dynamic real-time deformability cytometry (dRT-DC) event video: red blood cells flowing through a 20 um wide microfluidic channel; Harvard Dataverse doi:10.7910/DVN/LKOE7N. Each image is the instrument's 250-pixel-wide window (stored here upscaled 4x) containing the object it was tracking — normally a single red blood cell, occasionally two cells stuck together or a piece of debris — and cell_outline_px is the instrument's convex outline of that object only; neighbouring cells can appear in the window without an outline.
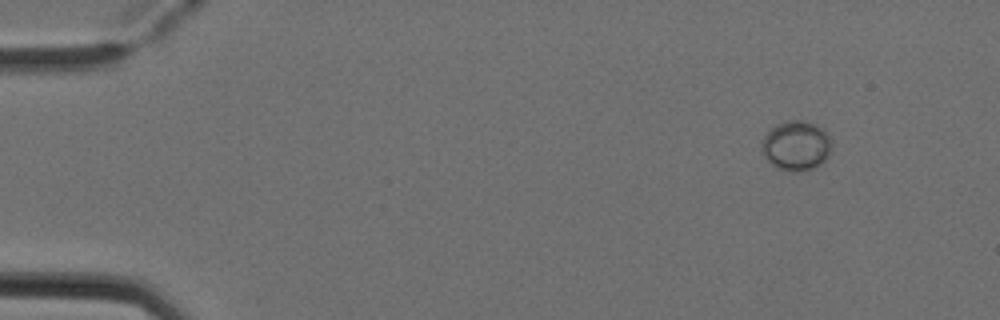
{"species": "Egyptian fruit bat (a non-hibernating species)", "species_latin": "Rousettus aegyptiacus", "temperature_condition": "cold", "stored_images_in_passage": 3, "camera_frame_rate_fps": 3000, "um_per_image_px": 0.085, "animal": {"sex": "female"}, "frame": {"image": 1, "passage_image": 1, "time_ms": 0.0, "image_size_px": [1000, 320], "cell_outline_px": [[832, 148], [828, 156], [816, 168], [796, 172], [788, 172], [776, 168], [764, 156], [760, 144], [764, 136], [776, 124], [788, 120], [804, 120], [816, 124], [824, 128], [832, 144]], "centroid_in_image_um": [67.68, 12.39], "position_along_channel_um": 17.3, "area_um2": 20.58}}
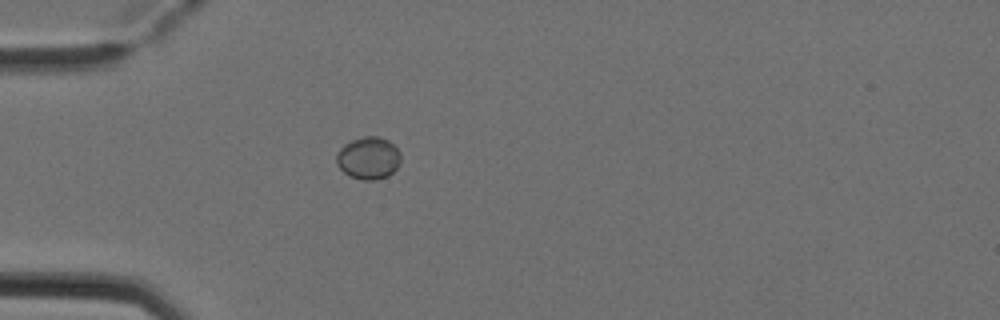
{"frame": {"image": 2, "passage_image": 3, "time_ms": 0.667, "image_size_px": [1000, 320], "cell_outline_px": [[400, 164], [388, 176], [372, 180], [364, 180], [352, 176], [344, 172], [336, 164], [336, 156], [340, 148], [344, 144], [352, 140], [364, 136], [380, 136], [388, 140], [400, 152]], "centroid_in_image_um": [31.32, 13.42], "position_along_channel_um": 53.7, "area_um2": 15.78}}